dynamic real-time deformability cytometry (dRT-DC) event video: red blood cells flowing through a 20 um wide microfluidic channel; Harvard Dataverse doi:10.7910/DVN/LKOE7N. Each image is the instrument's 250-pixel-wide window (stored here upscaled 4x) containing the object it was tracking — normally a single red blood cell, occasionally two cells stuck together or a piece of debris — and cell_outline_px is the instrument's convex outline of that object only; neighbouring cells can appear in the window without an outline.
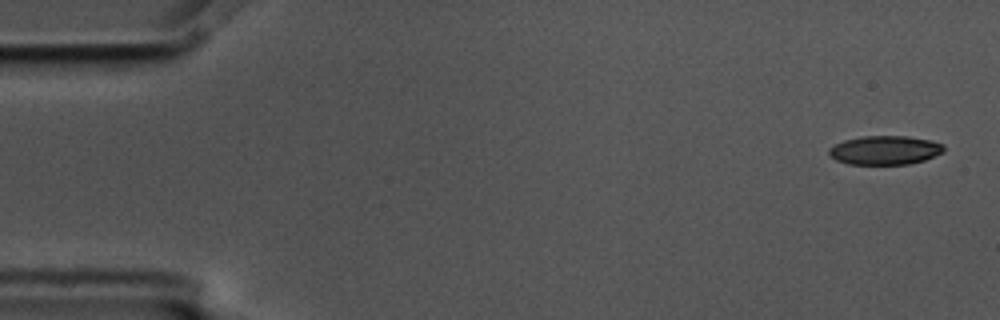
{"species": "common noctule bat (a hibernating species)", "species_latin": "Nyctalus noctula", "temperature_condition": "cold", "stored_images_in_passage": 5, "camera_frame_rate_fps": 3000, "um_per_image_px": 0.085, "animal": {"sex": "male", "body_mass_g": 17.5, "forearm_length_mm": 52.3}, "frame": {"image": 1, "passage_image": 1, "time_ms": 0.0, "image_size_px": [1000, 320], "cell_outline_px": [[944, 152], [924, 160], [908, 164], [848, 164], [836, 160], [828, 152], [828, 148], [844, 140], [860, 136], [908, 136], [932, 140], [944, 144]], "centroid_in_image_um": [75.24, 12.76], "position_along_channel_um": 9.8, "area_um2": 19.42}}
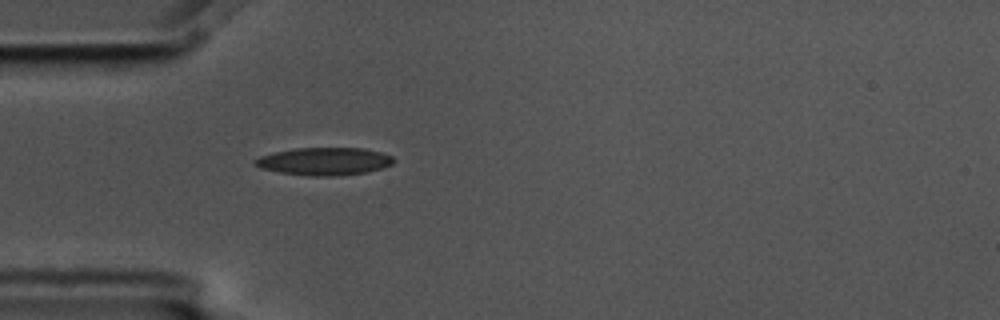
{"frame": {"image": 2, "passage_image": 5, "time_ms": 1.333, "image_size_px": [1000, 320], "cell_outline_px": [[396, 160], [392, 164], [368, 172], [336, 176], [308, 176], [280, 172], [260, 168], [252, 164], [252, 160], [260, 156], [276, 152], [296, 148], [364, 148], [384, 152], [392, 156]], "centroid_in_image_um": [27.58, 13.71], "position_along_channel_um": 57.4, "area_um2": 22.54}}